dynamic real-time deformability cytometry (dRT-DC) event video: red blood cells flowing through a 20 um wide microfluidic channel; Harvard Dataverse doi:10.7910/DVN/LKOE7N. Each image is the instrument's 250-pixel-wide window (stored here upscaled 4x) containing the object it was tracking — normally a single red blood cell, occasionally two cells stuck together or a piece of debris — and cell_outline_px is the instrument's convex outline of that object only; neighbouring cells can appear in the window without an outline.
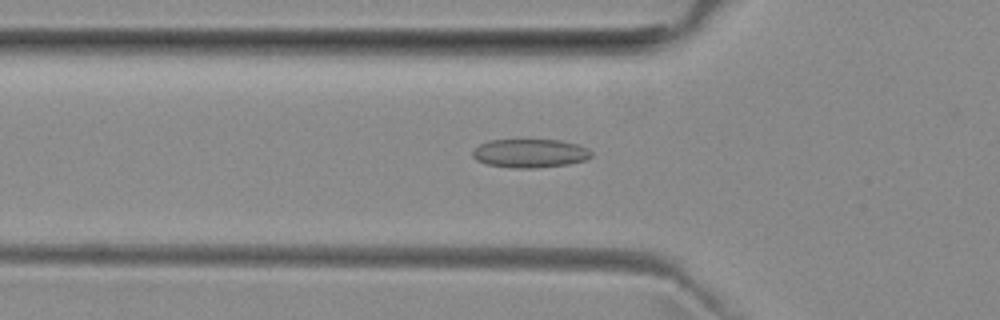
{"species": "common noctule bat (a hibernating species)", "species_latin": "Nyctalus noctula", "temperature_condition": "room temperature", "stored_images_in_passage": 43, "camera_frame_rate_fps": 3000, "um_per_image_px": 0.085, "animal": {"sex": "female", "body_mass_g": 29.2, "forearm_length_mm": 56.3}, "frame": {"image": 1, "passage_image": 9, "time_ms": 2.667, "image_size_px": [1000, 320], "cell_outline_px": [[592, 156], [584, 160], [568, 164], [532, 168], [512, 168], [488, 164], [476, 160], [472, 156], [472, 152], [480, 144], [488, 140], [560, 140], [576, 144], [588, 148], [592, 152]], "centroid_in_image_um": [45.04, 13.03], "position_along_channel_um": 80.8, "area_um2": 19.71}}
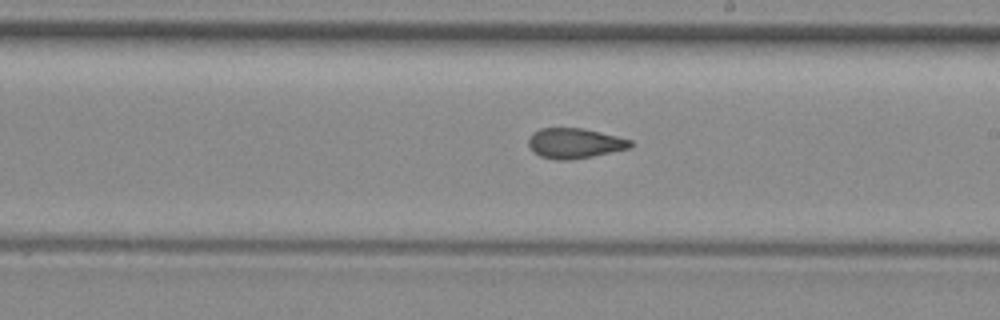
{"frame": {"image": 2, "passage_image": 21, "time_ms": 6.667, "image_size_px": [1000, 320], "cell_outline_px": [[632, 148], [592, 156], [568, 160], [556, 160], [540, 156], [532, 152], [528, 144], [528, 140], [532, 132], [540, 128], [584, 128], [632, 140]], "centroid_in_image_um": [48.83, 12.17], "position_along_channel_um": 240.2, "area_um2": 18.03}}
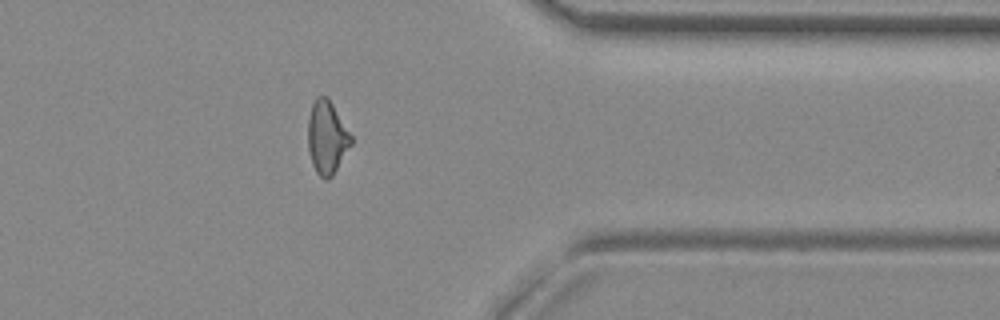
{"frame": {"image": 3, "passage_image": 33, "time_ms": 10.667, "image_size_px": [1000, 320], "cell_outline_px": [[352, 144], [332, 176], [324, 180], [316, 172], [312, 164], [308, 148], [308, 120], [312, 104], [316, 96], [328, 96], [352, 136]], "centroid_in_image_um": [27.79, 11.67], "position_along_channel_um": 383.6, "area_um2": 18.38}, "authors_computed_cell_mechanics": {"area_um2": 18.4382, "velocity_mm_per_s": 3.9655, "shape_relaxation_time_tau1_ms": null, "shape_relaxation_time_tau2_ms": 1.9603, "deformation_change_tau1": null, "deformation_change_tau2": 0.0868}}